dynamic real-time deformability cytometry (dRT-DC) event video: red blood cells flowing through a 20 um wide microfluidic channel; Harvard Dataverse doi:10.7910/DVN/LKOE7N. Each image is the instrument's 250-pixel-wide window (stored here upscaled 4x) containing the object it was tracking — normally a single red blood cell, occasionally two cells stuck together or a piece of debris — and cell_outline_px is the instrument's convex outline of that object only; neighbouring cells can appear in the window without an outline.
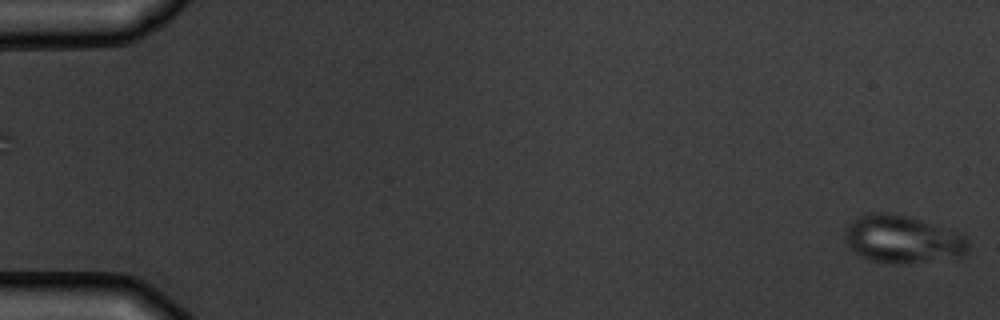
{"species": "common noctule bat (a hibernating species)", "species_latin": "Nyctalus noctula", "temperature_condition": "warm", "stored_images_in_passage": 6, "segment_of_instrument_passage": [2, 2], "camera_frame_rate_fps": 3000, "um_per_image_px": 0.085, "animal": {"sex": "male", "body_mass_g": 19.5, "forearm_length_mm": 54.6}, "frame": {"image": 1, "passage_image": 6, "time_ms": 5.667, "image_size_px": [1000, 320], "cell_outline_px": [[968, 252], [964, 256], [956, 260], [908, 264], [888, 264], [868, 260], [860, 256], [848, 248], [844, 240], [844, 232], [848, 224], [852, 220], [868, 212], [884, 212], [908, 216], [960, 232], [968, 240]], "centroid_in_image_um": [76.74, 20.38], "position_along_channel_um": 8.3, "area_um2": 35.55}}